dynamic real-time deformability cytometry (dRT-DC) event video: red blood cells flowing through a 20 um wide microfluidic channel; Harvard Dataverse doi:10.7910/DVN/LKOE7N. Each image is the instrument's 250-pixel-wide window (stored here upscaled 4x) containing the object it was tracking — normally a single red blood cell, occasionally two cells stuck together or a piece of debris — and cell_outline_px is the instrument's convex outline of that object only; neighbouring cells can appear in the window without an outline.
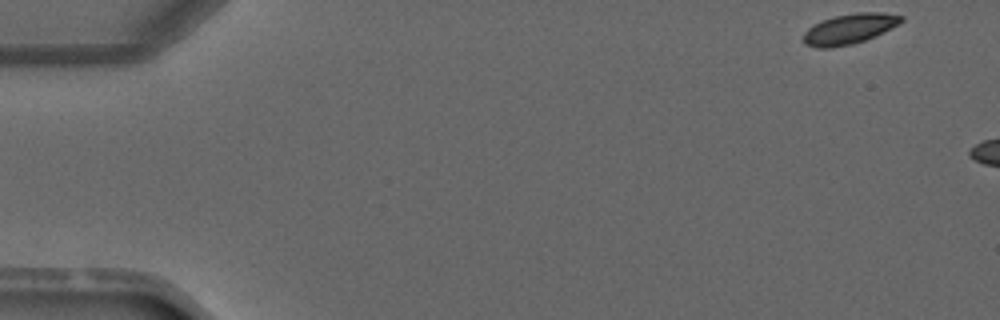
{"species": "common noctule bat (a hibernating species)", "species_latin": "Nyctalus noctula", "temperature_condition": "warm", "stored_images_in_passage": 3, "camera_frame_rate_fps": 3000, "um_per_image_px": 0.085, "animal": {"sex": "male", "forearm_length_mm": 52.5}, "frame": {"image": 1, "passage_image": 1, "time_ms": 0.0, "image_size_px": [1000, 320], "cell_outline_px": [[904, 20], [900, 24], [876, 36], [852, 44], [828, 48], [816, 48], [804, 44], [804, 32], [812, 24], [836, 16], [860, 12], [884, 12], [904, 16]], "centroid_in_image_um": [72.23, 2.45], "position_along_channel_um": 12.8, "area_um2": 17.28}}